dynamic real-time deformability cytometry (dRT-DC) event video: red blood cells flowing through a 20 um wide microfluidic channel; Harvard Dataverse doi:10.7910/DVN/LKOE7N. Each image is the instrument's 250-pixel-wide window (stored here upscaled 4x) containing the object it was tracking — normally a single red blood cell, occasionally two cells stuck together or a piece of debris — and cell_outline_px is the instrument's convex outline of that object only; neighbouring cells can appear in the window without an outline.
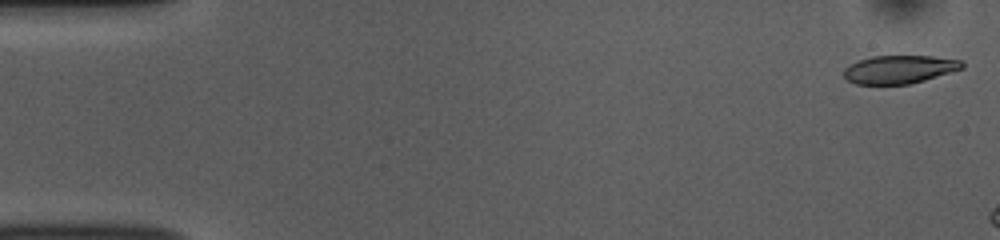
{"species": "common noctule bat (a hibernating species)", "species_latin": "Nyctalus noctula", "temperature_condition": "room temperature", "stored_images_in_passage": 6, "camera_frame_rate_fps": 3000, "um_per_image_px": 0.085, "animal": {"sex": "female", "body_mass_g": 10.0, "forearm_length_mm": 53.1}, "frame": {"image": 1, "passage_image": 1, "time_ms": 0.0, "image_size_px": [1000, 240], "cell_outline_px": [[964, 68], [924, 80], [908, 84], [856, 84], [848, 80], [844, 76], [844, 68], [860, 60], [872, 56], [932, 56], [964, 60]], "centroid_in_image_um": [76.48, 5.89], "position_along_channel_um": 8.5, "area_um2": 19.31}}